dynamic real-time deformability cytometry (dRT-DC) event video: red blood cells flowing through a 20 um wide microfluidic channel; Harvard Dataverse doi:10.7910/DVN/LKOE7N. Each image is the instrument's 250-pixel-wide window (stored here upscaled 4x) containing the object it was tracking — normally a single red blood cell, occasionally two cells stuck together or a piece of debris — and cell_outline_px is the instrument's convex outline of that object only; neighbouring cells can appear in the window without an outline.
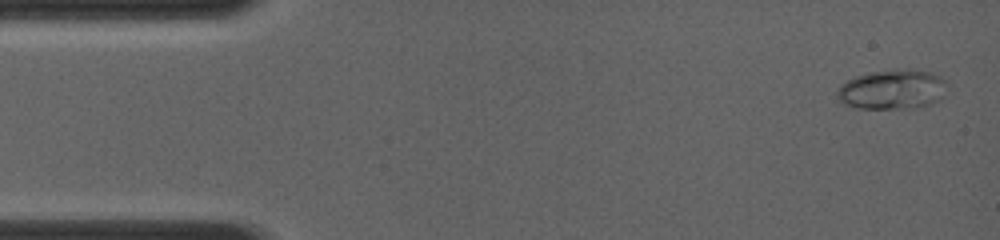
{"species": "common noctule bat (a hibernating species)", "species_latin": "Nyctalus noctula", "temperature_condition": "room temperature", "stored_images_in_passage": 15, "camera_frame_rate_fps": 4000, "um_per_image_px": 0.085, "animal": {"sex": "female", "body_mass_g": 19.0, "forearm_length_mm": 56.7}, "frame": {"image": 1, "passage_image": 1, "time_ms": 0.0, "image_size_px": [1000, 240], "cell_outline_px": [[948, 84], [944, 96], [940, 100], [928, 104], [912, 108], [856, 108], [844, 104], [836, 100], [836, 92], [840, 84], [856, 76], [868, 72], [896, 68], [912, 68], [932, 72], [940, 76]], "centroid_in_image_um": [75.85, 7.58], "position_along_channel_um": 9.2, "area_um2": 26.07}}
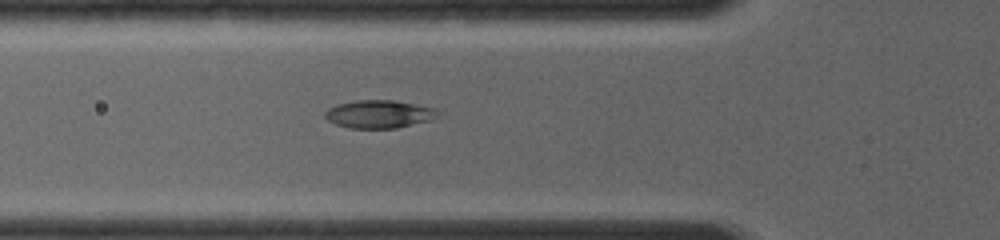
{"frame": {"image": 2, "passage_image": 12, "time_ms": 4.25, "image_size_px": [1000, 240], "cell_outline_px": [[440, 112], [432, 120], [396, 128], [348, 128], [336, 124], [328, 120], [324, 116], [324, 112], [328, 108], [336, 104], [356, 100], [396, 100], [436, 108]], "centroid_in_image_um": [32.22, 9.69], "position_along_channel_um": 93.6, "area_um2": 18.55}}
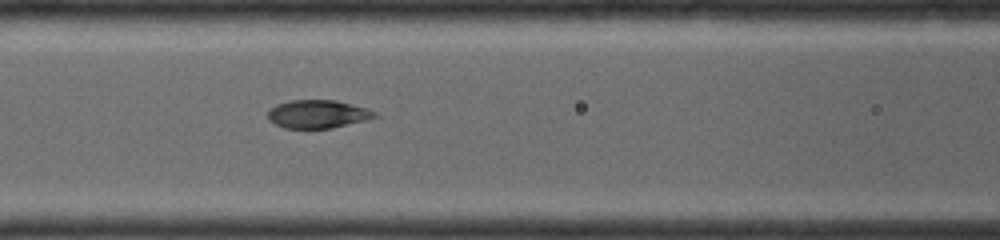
{"frame": {"image": 3, "passage_image": 15, "time_ms": 5.25, "image_size_px": [1000, 240], "cell_outline_px": [[380, 116], [332, 128], [284, 128], [268, 120], [268, 112], [276, 104], [288, 100], [336, 100], [368, 108], [376, 112]], "centroid_in_image_um": [27.02, 9.69], "position_along_channel_um": 139.6, "area_um2": 17.57}}